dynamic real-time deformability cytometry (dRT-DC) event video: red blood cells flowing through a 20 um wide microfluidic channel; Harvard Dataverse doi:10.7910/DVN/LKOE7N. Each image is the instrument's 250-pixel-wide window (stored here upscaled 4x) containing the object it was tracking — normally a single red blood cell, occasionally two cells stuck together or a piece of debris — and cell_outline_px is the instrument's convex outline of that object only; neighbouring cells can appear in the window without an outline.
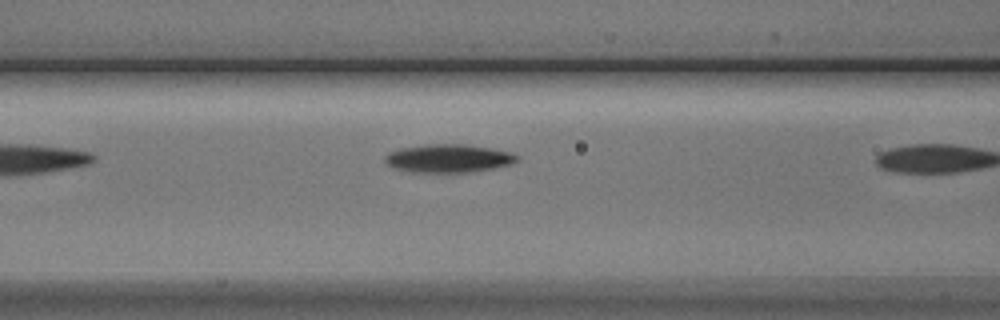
{"species": "Egyptian fruit bat (a non-hibernating species)", "species_latin": "Rousettus aegyptiacus", "temperature_condition": "cold", "stored_images_in_passage": 6, "camera_frame_rate_fps": 3000, "um_per_image_px": 0.085, "animal": {"sex": "male"}, "frame": {"image": 1, "passage_image": 6, "time_ms": 6.0, "image_size_px": [1000, 320], "cell_outline_px": [[520, 160], [512, 164], [472, 172], [412, 172], [392, 168], [384, 160], [384, 156], [388, 152], [400, 148], [424, 144], [468, 144], [492, 148], [512, 152], [520, 156]], "centroid_in_image_um": [38.14, 13.45], "position_along_channel_um": 128.5, "area_um2": 22.08}}